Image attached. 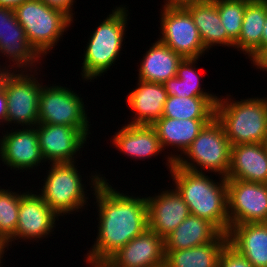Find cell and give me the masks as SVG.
<instances>
[{"label":"cell","instance_id":"6da1fadb","mask_svg":"<svg viewBox=\"0 0 267 267\" xmlns=\"http://www.w3.org/2000/svg\"><path fill=\"white\" fill-rule=\"evenodd\" d=\"M94 174V175H93ZM91 173L89 183L97 204L98 233L85 261L105 263L119 249L148 228L146 197L114 189L105 176ZM91 181V182H90ZM128 194V195H126Z\"/></svg>","mask_w":267,"mask_h":267},{"label":"cell","instance_id":"7a4b0ae2","mask_svg":"<svg viewBox=\"0 0 267 267\" xmlns=\"http://www.w3.org/2000/svg\"><path fill=\"white\" fill-rule=\"evenodd\" d=\"M173 185L188 205L190 214L212 223L221 233L229 231L227 179L219 182L202 172H194L177 166L169 170Z\"/></svg>","mask_w":267,"mask_h":267},{"label":"cell","instance_id":"3957f363","mask_svg":"<svg viewBox=\"0 0 267 267\" xmlns=\"http://www.w3.org/2000/svg\"><path fill=\"white\" fill-rule=\"evenodd\" d=\"M220 96L215 117L224 128L231 146L267 143V106L263 98L232 100Z\"/></svg>","mask_w":267,"mask_h":267},{"label":"cell","instance_id":"277c9868","mask_svg":"<svg viewBox=\"0 0 267 267\" xmlns=\"http://www.w3.org/2000/svg\"><path fill=\"white\" fill-rule=\"evenodd\" d=\"M128 12L126 6H116L88 38L80 73L85 81L101 77L117 62L126 36Z\"/></svg>","mask_w":267,"mask_h":267},{"label":"cell","instance_id":"5b68a950","mask_svg":"<svg viewBox=\"0 0 267 267\" xmlns=\"http://www.w3.org/2000/svg\"><path fill=\"white\" fill-rule=\"evenodd\" d=\"M14 13L29 44L43 58L74 22L63 11L49 7L41 0L25 1L14 9Z\"/></svg>","mask_w":267,"mask_h":267},{"label":"cell","instance_id":"8992f818","mask_svg":"<svg viewBox=\"0 0 267 267\" xmlns=\"http://www.w3.org/2000/svg\"><path fill=\"white\" fill-rule=\"evenodd\" d=\"M182 156L174 162L181 168L202 173L209 171L227 177L231 144L216 117L204 126Z\"/></svg>","mask_w":267,"mask_h":267},{"label":"cell","instance_id":"52a82bcc","mask_svg":"<svg viewBox=\"0 0 267 267\" xmlns=\"http://www.w3.org/2000/svg\"><path fill=\"white\" fill-rule=\"evenodd\" d=\"M77 162L53 163L47 170L41 193L47 205L60 217L83 211L88 205L85 183L78 172ZM86 205V206H85ZM82 208V210H80Z\"/></svg>","mask_w":267,"mask_h":267},{"label":"cell","instance_id":"ba28073f","mask_svg":"<svg viewBox=\"0 0 267 267\" xmlns=\"http://www.w3.org/2000/svg\"><path fill=\"white\" fill-rule=\"evenodd\" d=\"M52 85H42L38 103V123L67 125L79 131H90L92 124H89L91 122L81 94L79 96L71 88L60 84Z\"/></svg>","mask_w":267,"mask_h":267},{"label":"cell","instance_id":"9c48e42d","mask_svg":"<svg viewBox=\"0 0 267 267\" xmlns=\"http://www.w3.org/2000/svg\"><path fill=\"white\" fill-rule=\"evenodd\" d=\"M37 71H29V73L13 71L6 75L4 90L7 97V121L5 125L14 123L17 127L19 125L35 127L38 124V103L43 83L39 82Z\"/></svg>","mask_w":267,"mask_h":267},{"label":"cell","instance_id":"30bf717a","mask_svg":"<svg viewBox=\"0 0 267 267\" xmlns=\"http://www.w3.org/2000/svg\"><path fill=\"white\" fill-rule=\"evenodd\" d=\"M160 10L161 31L157 39L183 58L202 57L207 50L191 14L184 7H162Z\"/></svg>","mask_w":267,"mask_h":267},{"label":"cell","instance_id":"8fae6325","mask_svg":"<svg viewBox=\"0 0 267 267\" xmlns=\"http://www.w3.org/2000/svg\"><path fill=\"white\" fill-rule=\"evenodd\" d=\"M230 226L267 222V184L227 179Z\"/></svg>","mask_w":267,"mask_h":267},{"label":"cell","instance_id":"7c38bea8","mask_svg":"<svg viewBox=\"0 0 267 267\" xmlns=\"http://www.w3.org/2000/svg\"><path fill=\"white\" fill-rule=\"evenodd\" d=\"M56 220L59 221V216L37 195V191H25L20 199L15 234L7 241L8 248L18 239L38 242V239L50 237L55 230Z\"/></svg>","mask_w":267,"mask_h":267},{"label":"cell","instance_id":"4fadbf2b","mask_svg":"<svg viewBox=\"0 0 267 267\" xmlns=\"http://www.w3.org/2000/svg\"><path fill=\"white\" fill-rule=\"evenodd\" d=\"M0 50L2 57L13 63L10 68L15 72H33L39 70L37 68L40 67L37 65H42L40 64L42 57L29 44L25 30L18 23L14 10L4 7H0Z\"/></svg>","mask_w":267,"mask_h":267},{"label":"cell","instance_id":"5bb4252c","mask_svg":"<svg viewBox=\"0 0 267 267\" xmlns=\"http://www.w3.org/2000/svg\"><path fill=\"white\" fill-rule=\"evenodd\" d=\"M35 128L41 154L45 162L49 160V164L76 162L77 154H80L91 134L90 131H79L67 125L38 123Z\"/></svg>","mask_w":267,"mask_h":267},{"label":"cell","instance_id":"9a60e30c","mask_svg":"<svg viewBox=\"0 0 267 267\" xmlns=\"http://www.w3.org/2000/svg\"><path fill=\"white\" fill-rule=\"evenodd\" d=\"M14 128L0 138V160L11 170H30L45 161L35 127ZM41 163V164H40ZM34 167V168H33Z\"/></svg>","mask_w":267,"mask_h":267},{"label":"cell","instance_id":"2e32d148","mask_svg":"<svg viewBox=\"0 0 267 267\" xmlns=\"http://www.w3.org/2000/svg\"><path fill=\"white\" fill-rule=\"evenodd\" d=\"M164 238L147 228L105 263L109 267H159L165 264Z\"/></svg>","mask_w":267,"mask_h":267},{"label":"cell","instance_id":"e0dca14e","mask_svg":"<svg viewBox=\"0 0 267 267\" xmlns=\"http://www.w3.org/2000/svg\"><path fill=\"white\" fill-rule=\"evenodd\" d=\"M161 191L157 195L146 197L148 228L165 238L190 215V212L175 188Z\"/></svg>","mask_w":267,"mask_h":267},{"label":"cell","instance_id":"ac0fdd59","mask_svg":"<svg viewBox=\"0 0 267 267\" xmlns=\"http://www.w3.org/2000/svg\"><path fill=\"white\" fill-rule=\"evenodd\" d=\"M212 119H175L168 117H161L155 121L151 126L155 129L160 140L162 149L177 148L180 152L176 154L167 155L166 165L167 169L173 167L174 162L182 157V154L191 146L194 139L199 135L204 126Z\"/></svg>","mask_w":267,"mask_h":267},{"label":"cell","instance_id":"d6986e66","mask_svg":"<svg viewBox=\"0 0 267 267\" xmlns=\"http://www.w3.org/2000/svg\"><path fill=\"white\" fill-rule=\"evenodd\" d=\"M226 179L267 184V143L231 146L230 167Z\"/></svg>","mask_w":267,"mask_h":267},{"label":"cell","instance_id":"ffe728a7","mask_svg":"<svg viewBox=\"0 0 267 267\" xmlns=\"http://www.w3.org/2000/svg\"><path fill=\"white\" fill-rule=\"evenodd\" d=\"M167 97V92L162 83L138 79L136 88L131 90L126 98V104L134 114L128 124L152 125L162 117Z\"/></svg>","mask_w":267,"mask_h":267},{"label":"cell","instance_id":"44dd1931","mask_svg":"<svg viewBox=\"0 0 267 267\" xmlns=\"http://www.w3.org/2000/svg\"><path fill=\"white\" fill-rule=\"evenodd\" d=\"M228 244L254 267H267V222L229 226Z\"/></svg>","mask_w":267,"mask_h":267},{"label":"cell","instance_id":"7402d4cb","mask_svg":"<svg viewBox=\"0 0 267 267\" xmlns=\"http://www.w3.org/2000/svg\"><path fill=\"white\" fill-rule=\"evenodd\" d=\"M113 136L110 142L114 147L133 159H148L164 151L151 125L124 124Z\"/></svg>","mask_w":267,"mask_h":267},{"label":"cell","instance_id":"603a6c76","mask_svg":"<svg viewBox=\"0 0 267 267\" xmlns=\"http://www.w3.org/2000/svg\"><path fill=\"white\" fill-rule=\"evenodd\" d=\"M184 8L191 14L207 51L213 48L212 46L234 47V42L227 36L221 22L214 0L195 2Z\"/></svg>","mask_w":267,"mask_h":267},{"label":"cell","instance_id":"cb8c5ba5","mask_svg":"<svg viewBox=\"0 0 267 267\" xmlns=\"http://www.w3.org/2000/svg\"><path fill=\"white\" fill-rule=\"evenodd\" d=\"M151 44L138 68V79L147 82L164 83L177 76L178 65L184 59L159 39Z\"/></svg>","mask_w":267,"mask_h":267},{"label":"cell","instance_id":"d4e9b609","mask_svg":"<svg viewBox=\"0 0 267 267\" xmlns=\"http://www.w3.org/2000/svg\"><path fill=\"white\" fill-rule=\"evenodd\" d=\"M221 232L209 221L190 214L164 238L165 250H183L213 242Z\"/></svg>","mask_w":267,"mask_h":267},{"label":"cell","instance_id":"484cf974","mask_svg":"<svg viewBox=\"0 0 267 267\" xmlns=\"http://www.w3.org/2000/svg\"><path fill=\"white\" fill-rule=\"evenodd\" d=\"M228 244L221 233L213 242L183 250H165L166 267H218L222 251Z\"/></svg>","mask_w":267,"mask_h":267},{"label":"cell","instance_id":"4316f807","mask_svg":"<svg viewBox=\"0 0 267 267\" xmlns=\"http://www.w3.org/2000/svg\"><path fill=\"white\" fill-rule=\"evenodd\" d=\"M266 16V1L250 0L246 4L241 33L234 43V49L242 51L249 58L261 46Z\"/></svg>","mask_w":267,"mask_h":267},{"label":"cell","instance_id":"83f0119b","mask_svg":"<svg viewBox=\"0 0 267 267\" xmlns=\"http://www.w3.org/2000/svg\"><path fill=\"white\" fill-rule=\"evenodd\" d=\"M219 97L168 96L162 117L175 119H213Z\"/></svg>","mask_w":267,"mask_h":267},{"label":"cell","instance_id":"f1b7e54d","mask_svg":"<svg viewBox=\"0 0 267 267\" xmlns=\"http://www.w3.org/2000/svg\"><path fill=\"white\" fill-rule=\"evenodd\" d=\"M199 58H184L178 65L177 76L164 82L167 96L177 97H218L201 88V76L196 65ZM205 92H204V91Z\"/></svg>","mask_w":267,"mask_h":267},{"label":"cell","instance_id":"f546056e","mask_svg":"<svg viewBox=\"0 0 267 267\" xmlns=\"http://www.w3.org/2000/svg\"><path fill=\"white\" fill-rule=\"evenodd\" d=\"M24 193L0 186V238L6 242L15 234L20 199Z\"/></svg>","mask_w":267,"mask_h":267},{"label":"cell","instance_id":"4dcf8cb0","mask_svg":"<svg viewBox=\"0 0 267 267\" xmlns=\"http://www.w3.org/2000/svg\"><path fill=\"white\" fill-rule=\"evenodd\" d=\"M227 36L235 43L241 33L246 4L250 0H214Z\"/></svg>","mask_w":267,"mask_h":267},{"label":"cell","instance_id":"1f68e13d","mask_svg":"<svg viewBox=\"0 0 267 267\" xmlns=\"http://www.w3.org/2000/svg\"><path fill=\"white\" fill-rule=\"evenodd\" d=\"M218 267H254L244 256L239 254L229 244L222 251Z\"/></svg>","mask_w":267,"mask_h":267},{"label":"cell","instance_id":"d6a6232c","mask_svg":"<svg viewBox=\"0 0 267 267\" xmlns=\"http://www.w3.org/2000/svg\"><path fill=\"white\" fill-rule=\"evenodd\" d=\"M45 4H47L49 7L59 9L63 11L65 14H67L73 21V15L75 14L73 12V4L76 2L75 0H41Z\"/></svg>","mask_w":267,"mask_h":267},{"label":"cell","instance_id":"836d02e7","mask_svg":"<svg viewBox=\"0 0 267 267\" xmlns=\"http://www.w3.org/2000/svg\"><path fill=\"white\" fill-rule=\"evenodd\" d=\"M251 64L256 69H260L262 71H267V46L262 47L251 59Z\"/></svg>","mask_w":267,"mask_h":267},{"label":"cell","instance_id":"e575fe53","mask_svg":"<svg viewBox=\"0 0 267 267\" xmlns=\"http://www.w3.org/2000/svg\"><path fill=\"white\" fill-rule=\"evenodd\" d=\"M6 121H7V97L5 94V90L3 89L0 92V123L4 125Z\"/></svg>","mask_w":267,"mask_h":267},{"label":"cell","instance_id":"d590c367","mask_svg":"<svg viewBox=\"0 0 267 267\" xmlns=\"http://www.w3.org/2000/svg\"><path fill=\"white\" fill-rule=\"evenodd\" d=\"M200 1L204 0H164L162 7H184L186 5Z\"/></svg>","mask_w":267,"mask_h":267},{"label":"cell","instance_id":"8d00e7d4","mask_svg":"<svg viewBox=\"0 0 267 267\" xmlns=\"http://www.w3.org/2000/svg\"><path fill=\"white\" fill-rule=\"evenodd\" d=\"M28 0H0V7L14 10L17 6L21 5Z\"/></svg>","mask_w":267,"mask_h":267},{"label":"cell","instance_id":"74e56055","mask_svg":"<svg viewBox=\"0 0 267 267\" xmlns=\"http://www.w3.org/2000/svg\"><path fill=\"white\" fill-rule=\"evenodd\" d=\"M267 46V16L263 27V35L261 40V46L249 57L251 59L262 47Z\"/></svg>","mask_w":267,"mask_h":267},{"label":"cell","instance_id":"f35d334b","mask_svg":"<svg viewBox=\"0 0 267 267\" xmlns=\"http://www.w3.org/2000/svg\"><path fill=\"white\" fill-rule=\"evenodd\" d=\"M8 249V244H7V242L5 241V240H3L2 238H0V267H2L3 266V254H5V252H7V250L5 251V249Z\"/></svg>","mask_w":267,"mask_h":267},{"label":"cell","instance_id":"ab89813d","mask_svg":"<svg viewBox=\"0 0 267 267\" xmlns=\"http://www.w3.org/2000/svg\"><path fill=\"white\" fill-rule=\"evenodd\" d=\"M0 56H1V50H0ZM12 72H13V69L10 68V64L8 66H6V65L1 66L0 65V75H8Z\"/></svg>","mask_w":267,"mask_h":267},{"label":"cell","instance_id":"60d3db41","mask_svg":"<svg viewBox=\"0 0 267 267\" xmlns=\"http://www.w3.org/2000/svg\"><path fill=\"white\" fill-rule=\"evenodd\" d=\"M85 263L89 265V267H109L106 263H93L88 261H85Z\"/></svg>","mask_w":267,"mask_h":267},{"label":"cell","instance_id":"b9f144b4","mask_svg":"<svg viewBox=\"0 0 267 267\" xmlns=\"http://www.w3.org/2000/svg\"><path fill=\"white\" fill-rule=\"evenodd\" d=\"M5 78H6V75H0V92L4 89Z\"/></svg>","mask_w":267,"mask_h":267},{"label":"cell","instance_id":"7bdbcfd3","mask_svg":"<svg viewBox=\"0 0 267 267\" xmlns=\"http://www.w3.org/2000/svg\"><path fill=\"white\" fill-rule=\"evenodd\" d=\"M263 99L265 100V102H266V106H267V97H264Z\"/></svg>","mask_w":267,"mask_h":267}]
</instances>
